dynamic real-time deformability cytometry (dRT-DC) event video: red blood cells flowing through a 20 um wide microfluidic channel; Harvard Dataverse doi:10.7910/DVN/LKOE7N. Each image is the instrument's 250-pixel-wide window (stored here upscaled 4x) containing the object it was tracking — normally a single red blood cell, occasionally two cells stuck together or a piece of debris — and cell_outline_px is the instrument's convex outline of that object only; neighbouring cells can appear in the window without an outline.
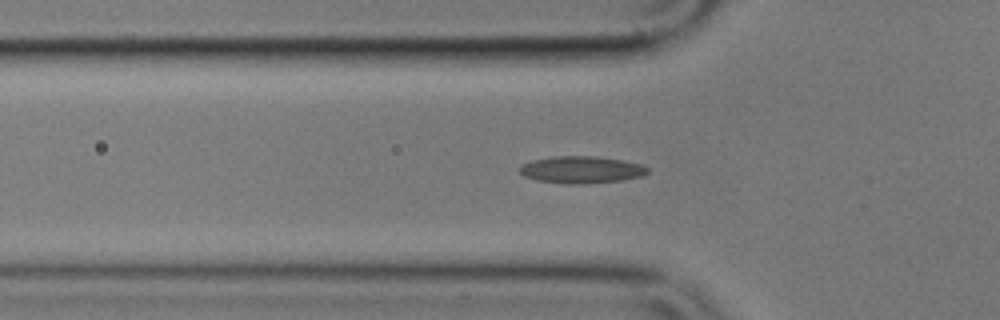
{"species": "common noctule bat (a hibernating species)", "species_latin": "Nyctalus noctula", "temperature_condition": "cold", "stored_images_in_passage": 55, "camera_frame_rate_fps": 3000, "um_per_image_px": 0.085, "animal": {"sex": "male", "body_mass_g": 17.9}, "frame": {"image": 1, "passage_image": 17, "time_ms": 5.333, "image_size_px": [1000, 320], "cell_outline_px": [[648, 172], [640, 176], [620, 180], [588, 184], [568, 184], [536, 180], [524, 176], [520, 172], [520, 164], [532, 160], [552, 156], [596, 156], [624, 160], [644, 164], [648, 168]], "centroid_in_image_um": [49.41, 14.42], "position_along_channel_um": 76.4, "area_um2": 20.35}}
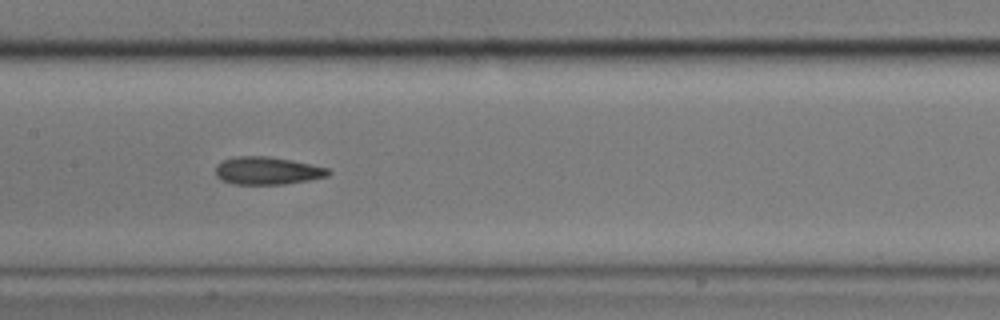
{"frame": {"image": 2, "passage_image": 26, "time_ms": 8.333, "image_size_px": [1000, 320], "cell_outline_px": [[332, 172], [328, 176], [308, 180], [284, 184], [232, 184], [220, 180], [216, 176], [216, 164], [224, 160], [236, 156], [268, 156], [292, 160], [328, 168]], "centroid_in_image_um": [22.7, 14.51], "position_along_channel_um": 184.7, "area_um2": 18.26}}
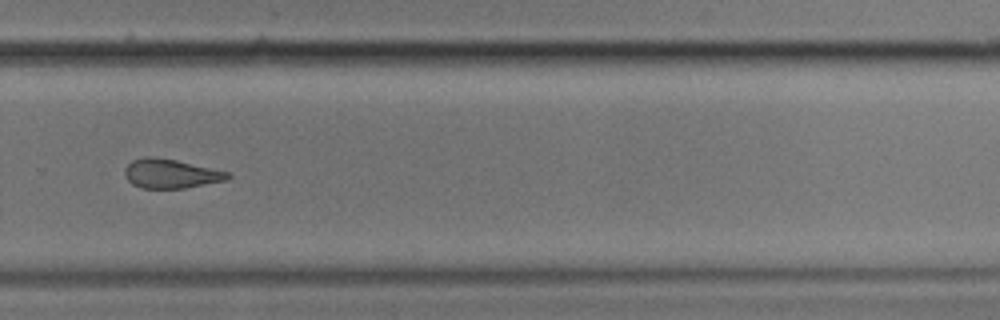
{"frame": {"image": 3, "passage_image": 37, "time_ms": 12.0, "image_size_px": [1000, 320], "cell_outline_px": [[232, 176], [228, 180], [184, 188], [140, 188], [132, 184], [124, 176], [124, 168], [132, 160], [148, 156], [152, 156], [176, 160], [228, 172]], "centroid_in_image_um": [14.49, 14.76], "position_along_channel_um": 315.3, "area_um2": 17.51}, "authors_computed_cell_mechanics": {"area_um2": 18.7272, "velocity_mm_per_s": 3.5726, "shape_relaxation_time_tau1_ms": 6.1626, "shape_relaxation_time_tau2_ms": 3.2565, "deformation_change_tau1": 0.1219, "deformation_change_tau2": 0.1116}}